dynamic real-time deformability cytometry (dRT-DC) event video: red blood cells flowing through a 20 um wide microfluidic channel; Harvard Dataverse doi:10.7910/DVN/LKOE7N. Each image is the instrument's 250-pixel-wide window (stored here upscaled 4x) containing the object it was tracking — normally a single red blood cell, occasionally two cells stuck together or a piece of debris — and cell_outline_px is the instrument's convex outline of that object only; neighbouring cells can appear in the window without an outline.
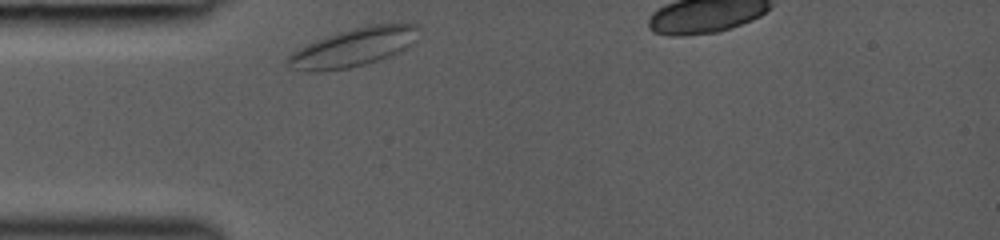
{"species": "common noctule bat (a hibernating species)", "species_latin": "Nyctalus noctula", "temperature_condition": "room temperature", "stored_images_in_passage": 5, "camera_frame_rate_fps": 3000, "um_per_image_px": 0.085, "animal": {"sex": "female", "body_mass_g": 19.0, "forearm_length_mm": 53.3}, "frame": {"image": 1, "passage_image": 1, "time_ms": 0.0, "image_size_px": [1000, 240], "cell_outline_px": [[420, 28], [412, 44], [388, 56], [364, 64], [348, 68], [320, 72], [304, 72], [292, 68], [284, 64], [284, 60], [292, 52], [316, 40], [340, 32], [372, 24], [420, 24]], "centroid_in_image_um": [29.98, 4.04], "position_along_channel_um": 55.0, "area_um2": 28.9}}
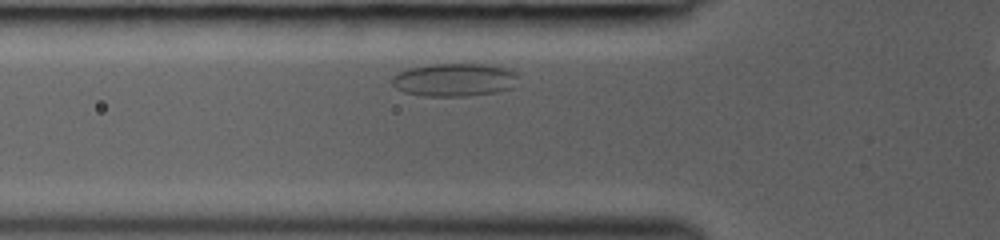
{"frame": {"image": 2, "passage_image": 3, "time_ms": 1.0, "image_size_px": [1000, 240], "cell_outline_px": [[520, 76], [512, 88], [496, 92], [464, 96], [424, 96], [404, 92], [396, 88], [392, 84], [392, 76], [408, 68], [432, 64], [484, 64], [508, 68], [516, 72]], "centroid_in_image_um": [38.65, 6.78], "position_along_channel_um": 87.2, "area_um2": 24.45}}
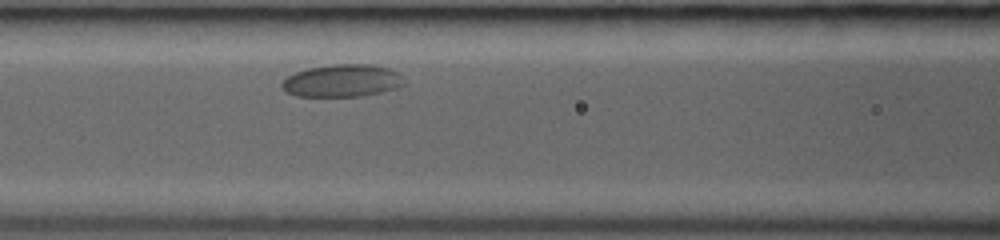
{"frame": {"image": 3, "passage_image": 5, "time_ms": 2.333, "image_size_px": [1000, 240], "cell_outline_px": [[404, 84], [400, 88], [360, 96], [296, 96], [280, 88], [280, 84], [288, 76], [296, 72], [308, 68], [332, 64], [372, 64], [388, 68], [396, 72]], "centroid_in_image_um": [29.06, 6.86], "position_along_channel_um": 137.5, "area_um2": 23.0}}